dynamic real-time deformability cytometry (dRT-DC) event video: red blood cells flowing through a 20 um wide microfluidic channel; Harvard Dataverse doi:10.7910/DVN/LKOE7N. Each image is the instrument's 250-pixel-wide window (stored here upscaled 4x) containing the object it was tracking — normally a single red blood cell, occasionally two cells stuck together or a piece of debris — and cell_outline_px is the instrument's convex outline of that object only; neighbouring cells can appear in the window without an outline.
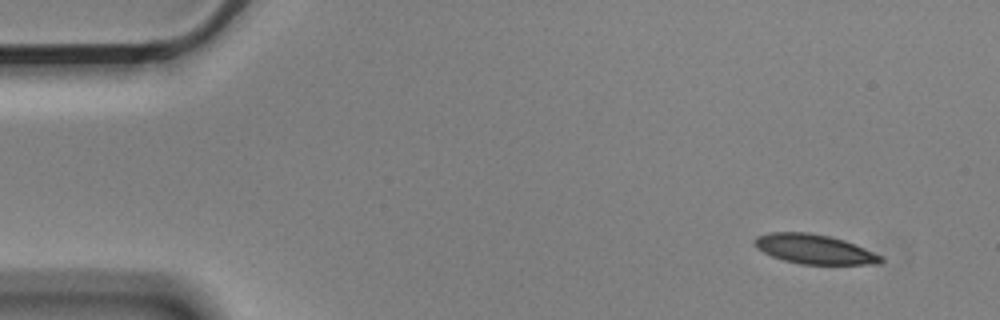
{"species": "Egyptian fruit bat (a non-hibernating species)", "species_latin": "Rousettus aegyptiacus", "temperature_condition": "cold", "stored_images_in_passage": 4, "camera_frame_rate_fps": 3000, "um_per_image_px": 0.085, "animal": {"sex": "male"}, "frame": {"image": 1, "passage_image": 1, "time_ms": 0.0, "image_size_px": [1000, 320], "cell_outline_px": [[884, 260], [864, 264], [800, 264], [784, 260], [772, 256], [756, 248], [752, 244], [752, 240], [756, 236], [768, 232], [808, 232], [828, 236], [844, 240], [856, 244], [884, 256]], "centroid_in_image_um": [69.16, 21.16], "position_along_channel_um": 15.8, "area_um2": 21.73}}
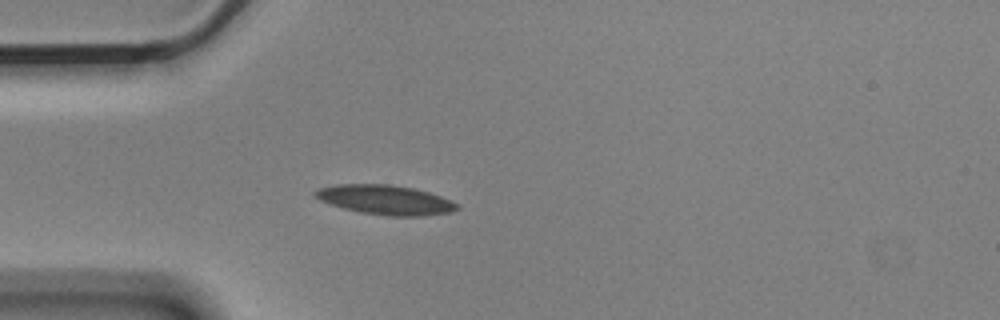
{"frame": {"image": 2, "passage_image": 4, "time_ms": 1.0, "image_size_px": [1000, 320], "cell_outline_px": [[460, 208], [448, 212], [424, 216], [388, 216], [360, 212], [344, 208], [320, 200], [312, 192], [320, 188], [336, 184], [388, 184], [412, 188], [428, 192], [440, 196], [460, 204]], "centroid_in_image_um": [32.77, 16.98], "position_along_channel_um": 52.2, "area_um2": 24.22}}